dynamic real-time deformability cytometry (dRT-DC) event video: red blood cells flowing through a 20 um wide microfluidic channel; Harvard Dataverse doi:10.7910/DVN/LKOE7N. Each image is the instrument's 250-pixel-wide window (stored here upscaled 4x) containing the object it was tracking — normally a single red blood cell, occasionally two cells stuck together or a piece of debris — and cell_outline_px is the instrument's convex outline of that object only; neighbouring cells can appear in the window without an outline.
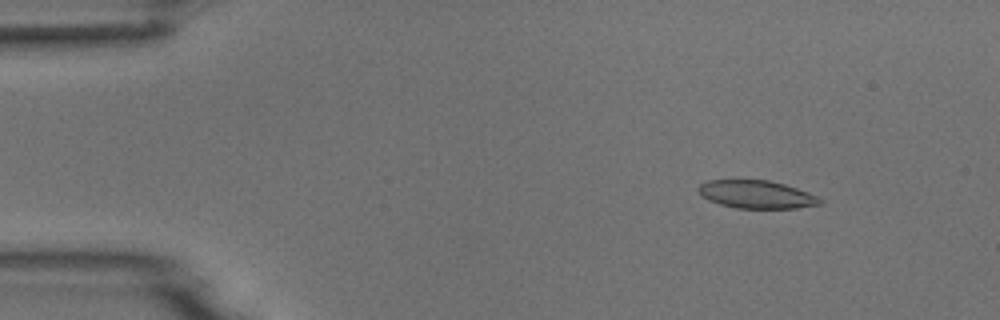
{"species": "common noctule bat (a hibernating species)", "species_latin": "Nyctalus noctula", "temperature_condition": "room temperature", "stored_images_in_passage": 6, "camera_frame_rate_fps": 3000, "um_per_image_px": 0.085, "animal": {"sex": "male", "body_mass_g": 18.8}, "frame": {"image": 1, "passage_image": 2, "time_ms": 1.0, "image_size_px": [1000, 320], "cell_outline_px": [[824, 200], [820, 204], [796, 208], [736, 208], [720, 204], [708, 200], [700, 196], [696, 188], [700, 184], [708, 180], [768, 180], [784, 184], [808, 192]], "centroid_in_image_um": [64.26, 16.52], "position_along_channel_um": 20.7, "area_um2": 19.83}}
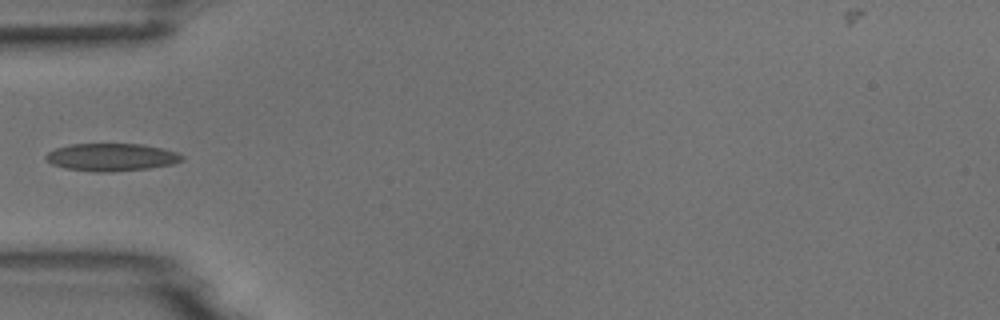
{"frame": {"image": 2, "passage_image": 5, "time_ms": 4.667, "image_size_px": [1000, 320], "cell_outline_px": [[184, 160], [172, 164], [148, 168], [108, 172], [92, 172], [64, 168], [52, 164], [44, 156], [48, 152], [56, 148], [72, 144], [140, 144], [164, 148], [176, 152], [184, 156]], "centroid_in_image_um": [9.48, 13.36], "position_along_channel_um": 75.5, "area_um2": 21.91}}